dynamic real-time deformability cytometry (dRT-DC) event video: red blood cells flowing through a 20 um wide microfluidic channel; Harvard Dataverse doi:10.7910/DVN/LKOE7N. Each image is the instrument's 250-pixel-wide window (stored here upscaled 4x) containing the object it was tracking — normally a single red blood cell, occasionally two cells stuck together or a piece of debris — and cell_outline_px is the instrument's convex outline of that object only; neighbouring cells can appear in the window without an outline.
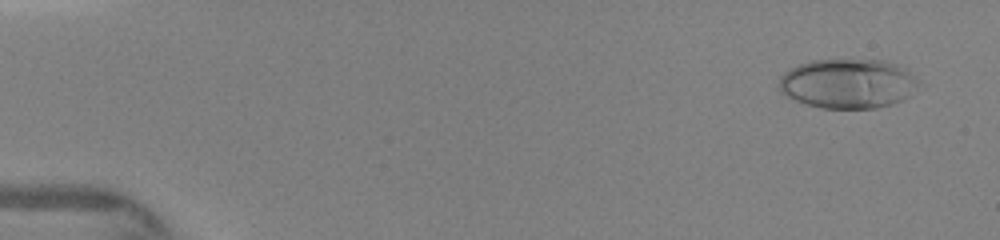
{"species": "human", "species_latin": "Homo sapiens", "temperature_condition": "warm", "stored_images_in_passage": 59, "camera_frame_rate_fps": 3000, "um_per_image_px": 0.085, "donor": {"sex": "female"}, "frame": {"image": 1, "passage_image": 4, "time_ms": 0.667, "image_size_px": [1000, 240], "cell_outline_px": [[920, 80], [908, 96], [892, 104], [876, 108], [820, 108], [784, 96], [780, 92], [780, 76], [784, 72], [800, 64], [812, 60], [884, 60], [908, 68]], "centroid_in_image_um": [72.08, 7.1], "position_along_channel_um": 12.9, "area_um2": 40.29}}
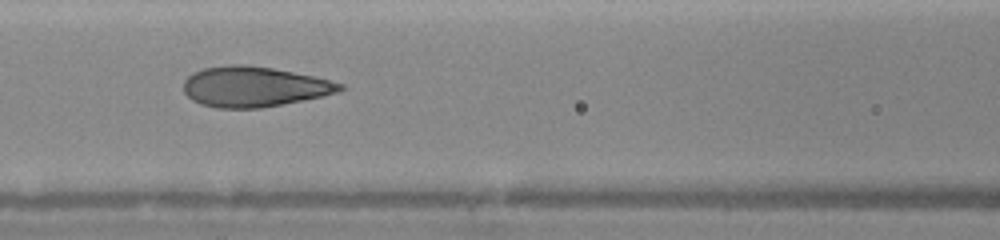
{"frame": {"image": 2, "passage_image": 28, "time_ms": 6.667, "image_size_px": [1000, 240], "cell_outline_px": [[348, 88], [340, 92], [324, 96], [260, 108], [216, 108], [200, 104], [192, 100], [184, 92], [184, 80], [192, 72], [204, 68], [232, 64], [244, 64], [272, 68], [312, 76], [344, 84]], "centroid_in_image_um": [21.6, 7.37], "position_along_channel_um": 145.0, "area_um2": 36.76}}
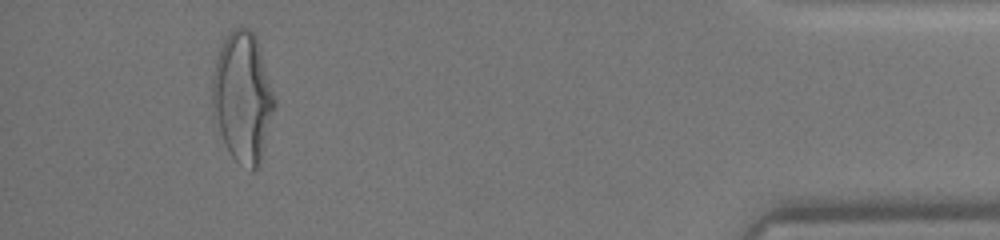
{"frame": {"image": 3, "passage_image": 56, "time_ms": 14.0, "image_size_px": [1000, 240], "cell_outline_px": [[276, 104], [260, 164], [252, 172], [236, 160], [228, 152], [212, 112], [212, 80], [216, 56], [224, 40], [232, 28], [248, 28], [256, 36], [260, 48], [276, 100]], "centroid_in_image_um": [20.63, 8.27], "position_along_channel_um": 414.6, "area_um2": 47.11}}